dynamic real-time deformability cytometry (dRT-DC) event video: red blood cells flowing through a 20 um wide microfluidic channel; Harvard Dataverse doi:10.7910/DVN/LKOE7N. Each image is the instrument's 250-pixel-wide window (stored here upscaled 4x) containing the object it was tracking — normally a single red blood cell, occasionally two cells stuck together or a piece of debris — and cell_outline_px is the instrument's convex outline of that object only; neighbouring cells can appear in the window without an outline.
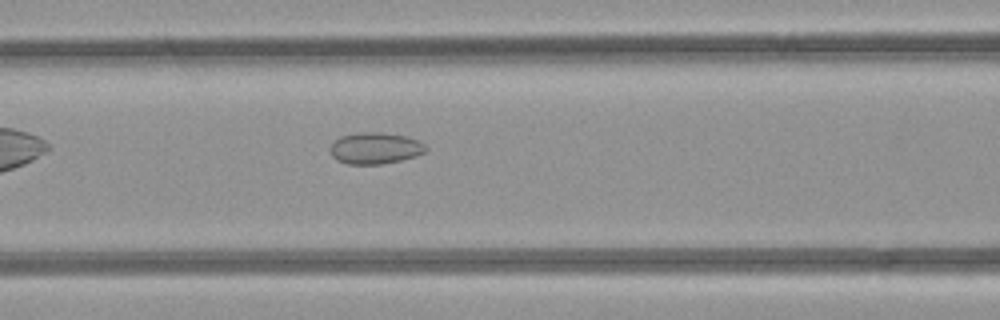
{"species": "common noctule bat (a hibernating species)", "species_latin": "Nyctalus noctula", "temperature_condition": "room temperature", "stored_images_in_passage": 33, "camera_frame_rate_fps": 3000, "um_per_image_px": 0.085, "animal": {"sex": "female", "body_mass_g": 21.9}, "frame": {"image": 1, "passage_image": 5, "time_ms": 1.333, "image_size_px": [1000, 320], "cell_outline_px": [[428, 148], [424, 152], [416, 156], [400, 160], [380, 164], [348, 164], [336, 160], [332, 156], [332, 144], [340, 136], [360, 132], [380, 132], [404, 136], [420, 140]], "centroid_in_image_um": [31.91, 12.59], "position_along_channel_um": 134.7, "area_um2": 17.4}}
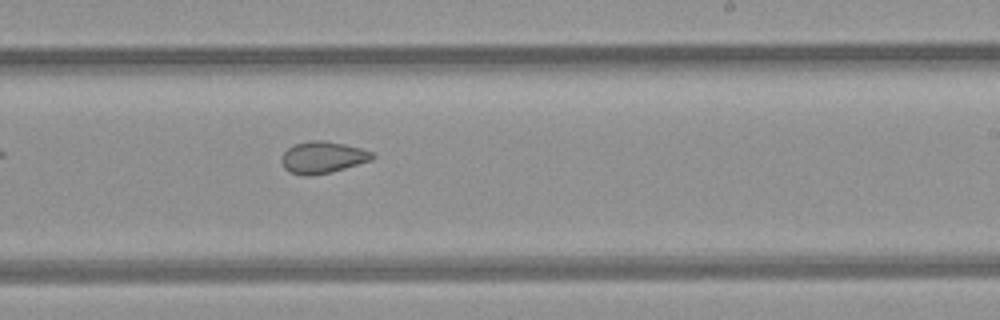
{"frame": {"image": 2, "passage_image": 14, "time_ms": 4.333, "image_size_px": [1000, 320], "cell_outline_px": [[376, 156], [372, 160], [332, 172], [308, 176], [304, 176], [292, 172], [284, 168], [280, 160], [284, 152], [288, 148], [296, 144], [308, 140], [324, 140], [344, 144], [360, 148], [372, 152]], "centroid_in_image_um": [27.43, 13.37], "position_along_channel_um": 261.6, "area_um2": 16.82}}
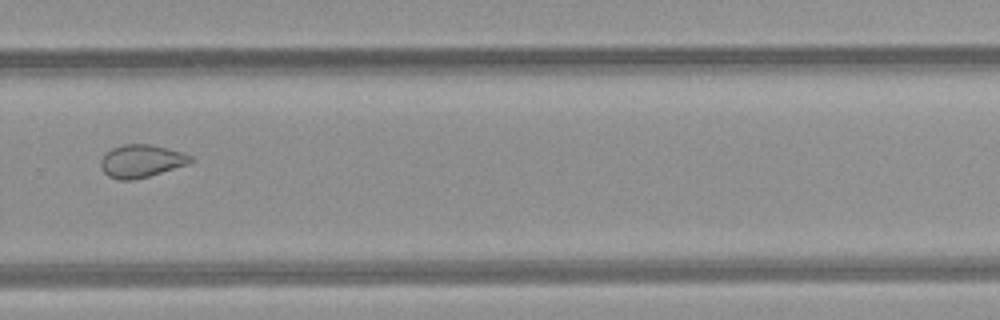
{"frame": {"image": 3, "passage_image": 18, "time_ms": 5.667, "image_size_px": [1000, 320], "cell_outline_px": [[196, 160], [188, 164], [148, 176], [132, 180], [120, 180], [108, 176], [104, 172], [100, 164], [100, 160], [112, 148], [124, 144], [152, 144], [180, 152], [192, 156]], "centroid_in_image_um": [12.02, 13.69], "position_along_channel_um": 317.8, "area_um2": 16.99}}